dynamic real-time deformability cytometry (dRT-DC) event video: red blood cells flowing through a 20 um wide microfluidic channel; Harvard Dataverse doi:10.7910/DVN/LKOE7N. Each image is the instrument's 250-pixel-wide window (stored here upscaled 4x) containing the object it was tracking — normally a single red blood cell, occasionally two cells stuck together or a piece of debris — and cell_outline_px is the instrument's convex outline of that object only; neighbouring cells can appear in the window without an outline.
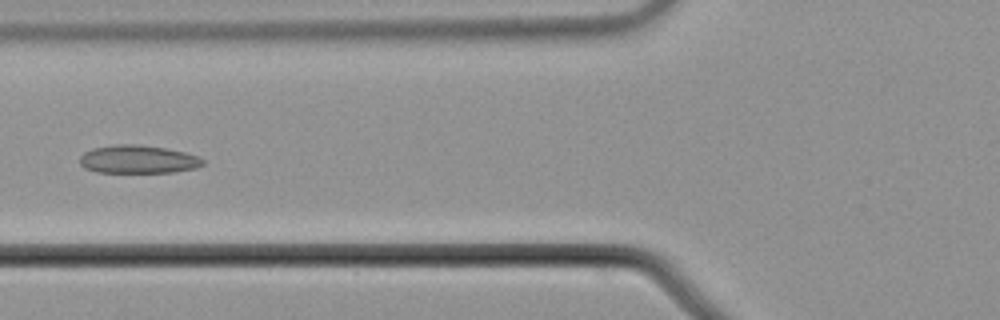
{"species": "common noctule bat (a hibernating species)", "species_latin": "Nyctalus noctula", "temperature_condition": "cold", "stored_images_in_passage": 5, "camera_frame_rate_fps": 3000, "um_per_image_px": 0.085, "animal": {"sex": "male", "body_mass_g": 21.5, "forearm_length_mm": 52.0}, "frame": {"image": 1, "passage_image": 5, "time_ms": 1.333, "image_size_px": [1000, 320], "cell_outline_px": [[204, 164], [196, 168], [172, 172], [96, 172], [84, 168], [80, 164], [80, 156], [84, 152], [92, 148], [116, 144], [140, 144], [164, 148], [184, 152], [196, 156], [204, 160]], "centroid_in_image_um": [11.7, 13.54], "position_along_channel_um": 114.1, "area_um2": 20.17}}